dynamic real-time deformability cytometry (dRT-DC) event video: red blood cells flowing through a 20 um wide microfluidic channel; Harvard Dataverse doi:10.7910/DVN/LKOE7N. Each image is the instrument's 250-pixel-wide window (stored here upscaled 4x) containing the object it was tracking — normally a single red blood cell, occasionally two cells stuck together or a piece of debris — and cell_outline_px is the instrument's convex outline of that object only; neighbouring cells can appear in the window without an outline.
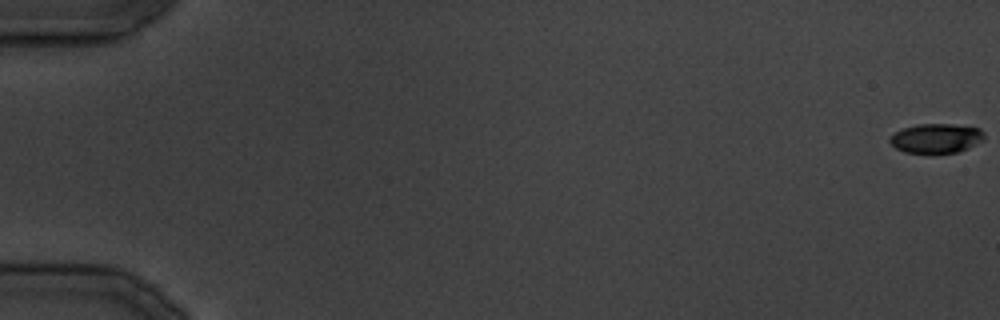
{"species": "common noctule bat (a hibernating species)", "species_latin": "Nyctalus noctula", "temperature_condition": "cold", "stored_images_in_passage": 22, "camera_frame_rate_fps": 3000, "um_per_image_px": 0.085, "animal": {"sex": "male", "body_mass_g": 19.5, "forearm_length_mm": 54.6}, "frame": {"image": 1, "passage_image": 1, "time_ms": 0.0, "image_size_px": [1000, 320], "cell_outline_px": [[984, 140], [968, 148], [956, 152], [928, 156], [904, 152], [896, 148], [888, 140], [896, 132], [904, 128], [916, 124], [952, 124], [980, 128], [984, 132]], "centroid_in_image_um": [79.58, 11.8], "position_along_channel_um": 5.4, "area_um2": 16.7}}